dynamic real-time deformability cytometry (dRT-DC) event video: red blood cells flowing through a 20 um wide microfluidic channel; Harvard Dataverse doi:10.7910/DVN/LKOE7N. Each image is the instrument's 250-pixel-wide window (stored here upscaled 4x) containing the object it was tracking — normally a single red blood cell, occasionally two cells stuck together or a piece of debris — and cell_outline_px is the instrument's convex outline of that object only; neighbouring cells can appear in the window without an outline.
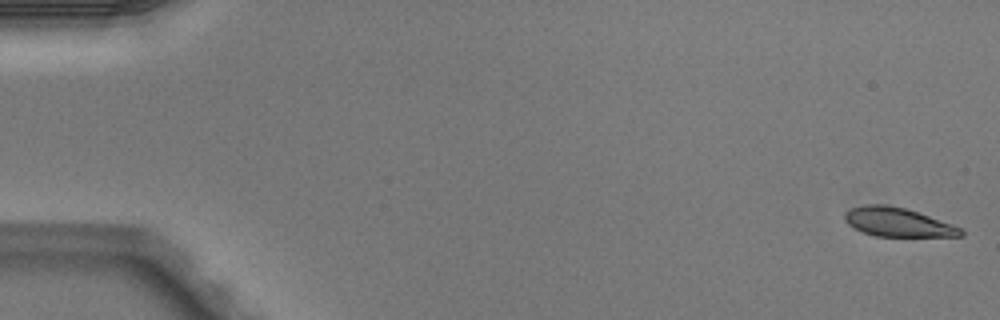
{"species": "Egyptian fruit bat (a non-hibernating species)", "species_latin": "Rousettus aegyptiacus", "temperature_condition": "warm", "stored_images_in_passage": 50, "camera_frame_rate_fps": 3000, "um_per_image_px": 0.085, "animal": {"sex": "male"}, "frame": {"image": 1, "passage_image": 1, "time_ms": 0.0, "image_size_px": [1000, 320], "cell_outline_px": [[964, 232], [960, 236], [876, 236], [864, 232], [848, 224], [844, 216], [844, 212], [852, 208], [864, 204], [884, 204], [904, 208], [952, 224], [960, 228]], "centroid_in_image_um": [76.28, 18.88], "position_along_channel_um": 8.7, "area_um2": 19.13}}
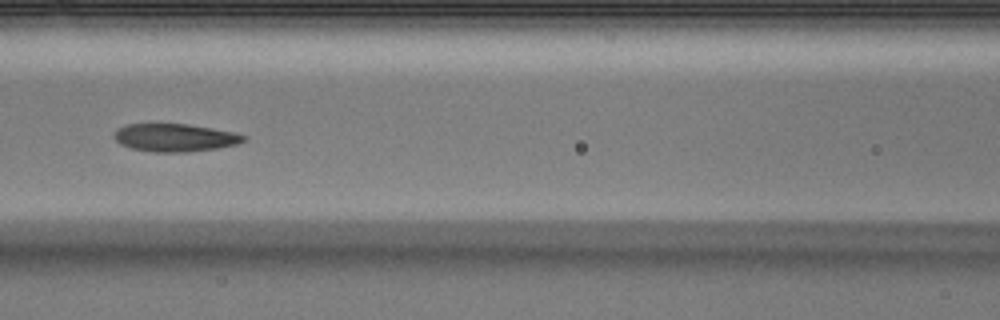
{"frame": {"image": 2, "passage_image": 23, "time_ms": 7.333, "image_size_px": [1000, 320], "cell_outline_px": [[244, 140], [236, 144], [216, 148], [188, 152], [156, 152], [132, 148], [120, 144], [112, 136], [120, 128], [128, 124], [188, 124], [212, 128], [232, 132], [244, 136]], "centroid_in_image_um": [14.84, 11.7], "position_along_channel_um": 151.8, "area_um2": 20.63}}
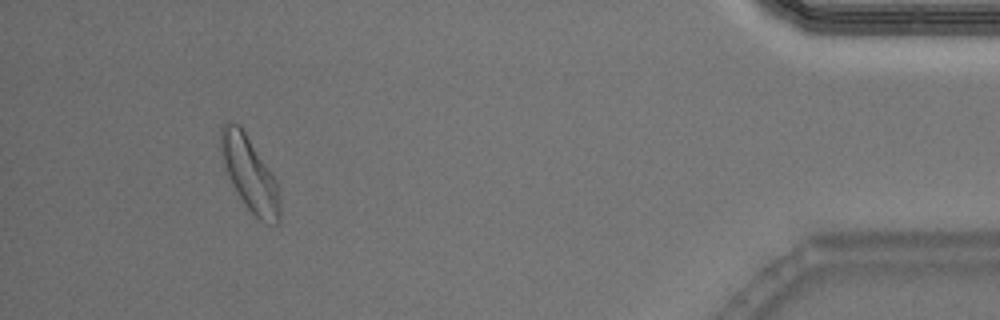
{"frame": {"image": 3, "passage_image": 47, "time_ms": 15.333, "image_size_px": [1000, 320], "cell_outline_px": [[280, 224], [268, 224], [260, 220], [248, 208], [232, 184], [228, 176], [224, 160], [220, 140], [220, 128], [228, 120], [240, 124], [272, 172], [276, 180], [280, 204]], "centroid_in_image_um": [21.25, 14.76], "position_along_channel_um": 414.0, "area_um2": 25.26}, "authors_computed_cell_mechanics": {"area_um2": 21.097, "velocity_mm_per_s": 4.0277, "shape_relaxation_time_tau1_ms": 4.6557, "shape_relaxation_time_tau2_ms": 2.9061, "deformation_change_tau1": 0.1377, "deformation_change_tau2": 0.0854}}